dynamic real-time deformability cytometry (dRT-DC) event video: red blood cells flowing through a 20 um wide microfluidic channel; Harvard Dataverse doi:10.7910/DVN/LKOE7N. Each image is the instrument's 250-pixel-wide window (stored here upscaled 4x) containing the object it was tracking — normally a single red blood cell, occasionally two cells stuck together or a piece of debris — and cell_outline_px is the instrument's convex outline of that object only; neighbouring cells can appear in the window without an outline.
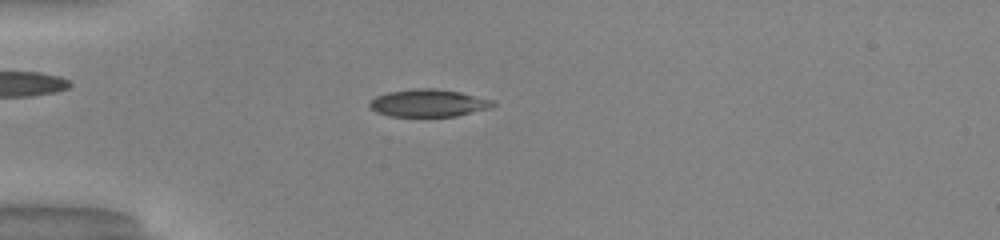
{"species": "common noctule bat (a hibernating species)", "species_latin": "Nyctalus noctula", "temperature_condition": "warm", "stored_images_in_passage": 41, "camera_frame_rate_fps": 3000, "um_per_image_px": 0.085, "animal": {"sex": "male", "body_mass_g": 20.0, "forearm_length_mm": 53.3}, "frame": {"image": 1, "passage_image": 5, "time_ms": 1.333, "image_size_px": [1000, 240], "cell_outline_px": [[496, 104], [492, 108], [456, 116], [388, 116], [376, 112], [368, 104], [376, 96], [388, 92], [412, 88], [436, 88], [460, 92], [492, 100]], "centroid_in_image_um": [36.43, 8.75], "position_along_channel_um": 48.6, "area_um2": 19.77}}
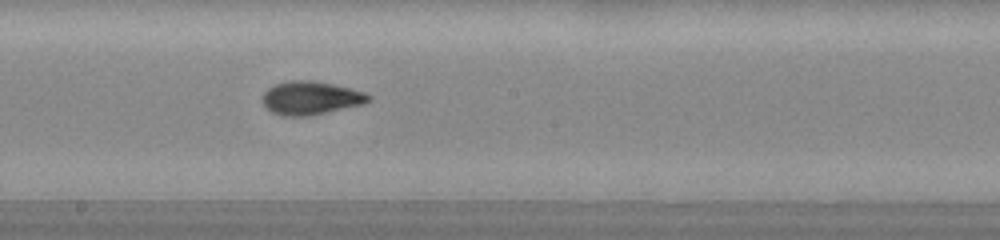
{"frame": {"image": 2, "passage_image": 19, "time_ms": 6.0, "image_size_px": [1000, 240], "cell_outline_px": [[372, 100], [364, 104], [308, 116], [284, 116], [272, 112], [264, 104], [264, 92], [268, 88], [276, 84], [288, 80], [312, 80], [332, 84], [364, 92], [372, 96]], "centroid_in_image_um": [26.44, 8.32], "position_along_channel_um": 221.8, "area_um2": 20.46}}
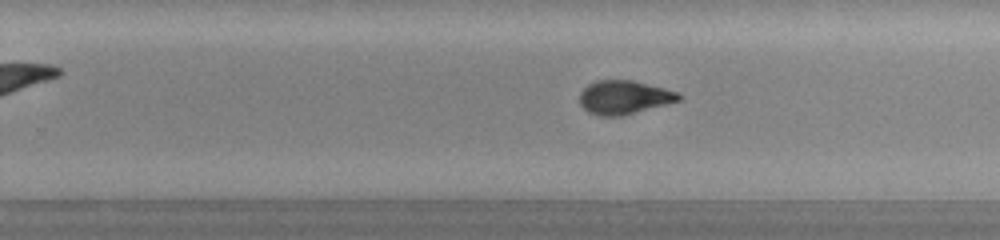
{"frame": {"image": 3, "passage_image": 23, "time_ms": 7.333, "image_size_px": [1000, 240], "cell_outline_px": [[684, 96], [680, 100], [620, 116], [600, 116], [588, 112], [580, 104], [580, 92], [588, 84], [596, 80], [632, 80], [664, 88], [676, 92]], "centroid_in_image_um": [53.02, 8.26], "position_along_channel_um": 276.8, "area_um2": 19.25}, "authors_computed_cell_mechanics": {"area_um2": 19.9988, "velocity_mm_per_s": 4.1424, "shape_relaxation_time_tau1_ms": 5.0675, "shape_relaxation_time_tau2_ms": 1.205, "deformation_change_tau1": 0.2121, "deformation_change_tau2": 0.0561}}